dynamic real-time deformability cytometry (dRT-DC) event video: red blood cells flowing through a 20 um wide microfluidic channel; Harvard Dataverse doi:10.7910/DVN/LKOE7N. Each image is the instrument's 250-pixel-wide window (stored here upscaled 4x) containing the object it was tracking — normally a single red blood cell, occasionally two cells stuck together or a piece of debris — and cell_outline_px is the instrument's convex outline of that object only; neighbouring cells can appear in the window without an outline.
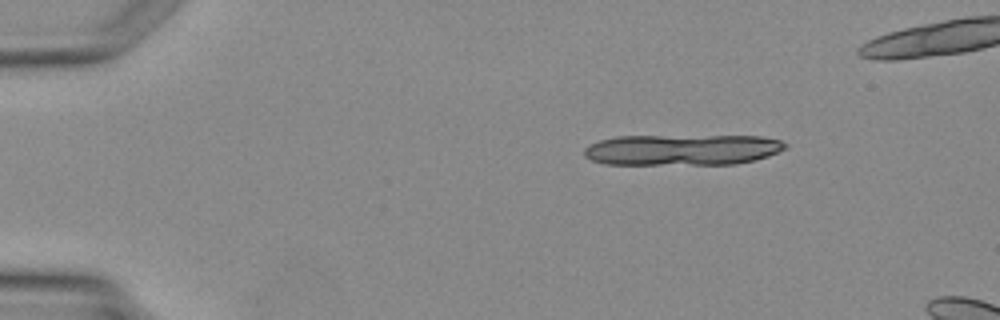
{"species": "Egyptian fruit bat (a non-hibernating species)", "species_latin": "Rousettus aegyptiacus", "temperature_condition": "warm", "stored_images_in_passage": 3, "camera_frame_rate_fps": 3000, "um_per_image_px": 0.085, "animal": {"sex": "female"}, "frame": {"image": 1, "passage_image": 1, "time_ms": 0.0, "image_size_px": [1000, 320], "cell_outline_px": [[788, 144], [784, 148], [768, 156], [756, 160], [736, 164], [604, 164], [592, 160], [584, 156], [584, 148], [600, 140], [616, 136], [760, 136], [780, 140]], "centroid_in_image_um": [57.98, 12.73], "position_along_channel_um": 27.0, "area_um2": 36.24}}